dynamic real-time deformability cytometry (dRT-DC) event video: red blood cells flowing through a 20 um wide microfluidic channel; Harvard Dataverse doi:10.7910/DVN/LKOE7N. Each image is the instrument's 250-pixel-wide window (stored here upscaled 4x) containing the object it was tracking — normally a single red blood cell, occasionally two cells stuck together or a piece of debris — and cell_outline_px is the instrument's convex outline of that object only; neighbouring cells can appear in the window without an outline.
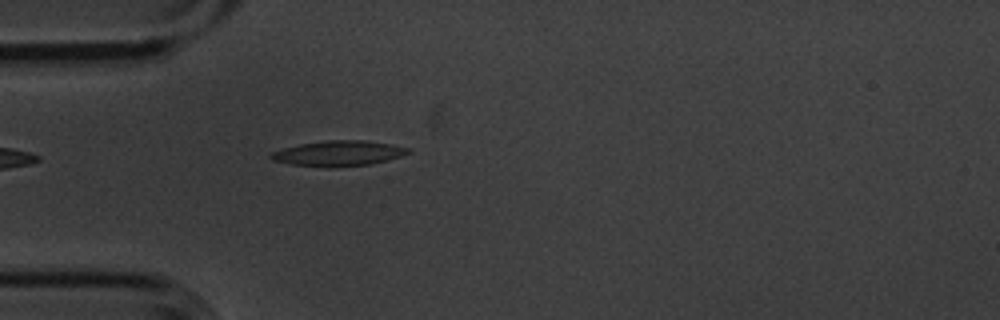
{"species": "common noctule bat (a hibernating species)", "species_latin": "Nyctalus noctula", "temperature_condition": "cold", "stored_images_in_passage": 5, "camera_frame_rate_fps": 3000, "um_per_image_px": 0.085, "animal": {"sex": "male", "body_mass_g": 20.1, "forearm_length_mm": 53.5}, "frame": {"image": 1, "passage_image": 5, "time_ms": 1.333, "image_size_px": [1000, 320], "cell_outline_px": [[412, 152], [400, 156], [372, 164], [328, 168], [292, 164], [272, 160], [268, 156], [272, 152], [284, 148], [300, 144], [328, 140], [364, 140], [392, 144], [408, 148]], "centroid_in_image_um": [28.77, 13.04], "position_along_channel_um": 56.2, "area_um2": 20.23}}